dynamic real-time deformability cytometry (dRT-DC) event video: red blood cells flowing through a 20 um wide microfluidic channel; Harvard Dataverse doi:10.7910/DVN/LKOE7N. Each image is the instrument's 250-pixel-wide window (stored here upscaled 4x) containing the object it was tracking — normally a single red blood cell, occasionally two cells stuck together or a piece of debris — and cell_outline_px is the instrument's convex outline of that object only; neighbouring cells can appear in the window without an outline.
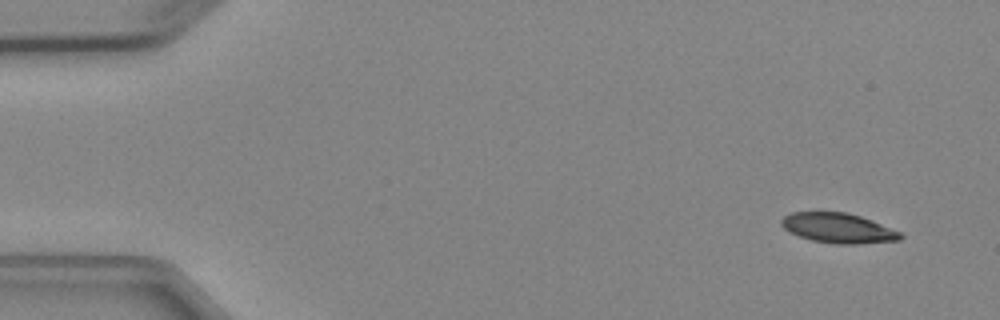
{"species": "Egyptian fruit bat (a non-hibernating species)", "species_latin": "Rousettus aegyptiacus", "temperature_condition": "cold", "stored_images_in_passage": 5, "segment_of_instrument_passage": [1, 2], "camera_frame_rate_fps": 3000, "um_per_image_px": 0.085, "animal": {"sex": "female"}, "frame": {"image": 1, "passage_image": 1, "time_ms": 0.0, "image_size_px": [1000, 320], "cell_outline_px": [[904, 236], [900, 240], [860, 244], [836, 244], [812, 240], [788, 232], [780, 224], [780, 220], [784, 216], [792, 212], [844, 212], [860, 216], [900, 232]], "centroid_in_image_um": [71.22, 19.39], "position_along_channel_um": 13.8, "area_um2": 20.63}}